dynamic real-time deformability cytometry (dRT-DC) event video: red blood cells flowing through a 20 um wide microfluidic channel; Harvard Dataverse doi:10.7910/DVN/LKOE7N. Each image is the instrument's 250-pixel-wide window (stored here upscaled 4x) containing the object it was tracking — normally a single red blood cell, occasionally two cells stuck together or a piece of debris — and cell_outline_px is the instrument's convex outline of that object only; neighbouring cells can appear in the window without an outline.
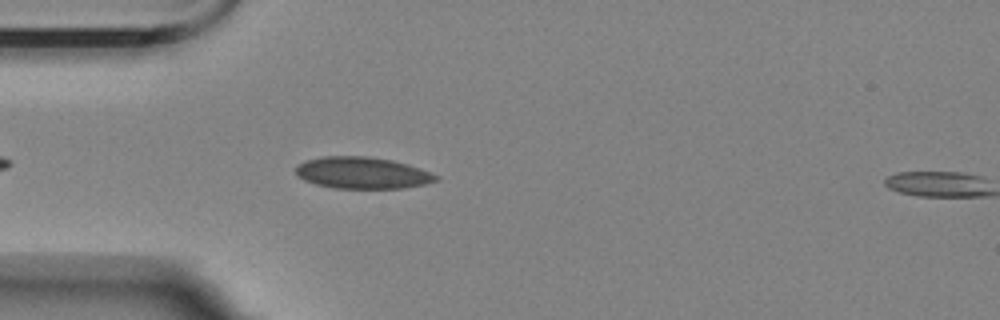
{"species": "Egyptian fruit bat (a non-hibernating species)", "species_latin": "Rousettus aegyptiacus", "temperature_condition": "room temperature", "stored_images_in_passage": 4, "segment_of_instrument_passage": [1, 2], "camera_frame_rate_fps": 3000, "um_per_image_px": 0.085, "animal": {"sex": "female"}, "frame": {"image": 1, "passage_image": 3, "time_ms": 3.0, "image_size_px": [1000, 320], "cell_outline_px": [[440, 180], [424, 184], [404, 188], [332, 188], [316, 184], [304, 180], [296, 176], [296, 168], [304, 160], [324, 156], [368, 156], [392, 160], [408, 164], [440, 176]], "centroid_in_image_um": [30.8, 14.69], "position_along_channel_um": 54.2, "area_um2": 25.95}}